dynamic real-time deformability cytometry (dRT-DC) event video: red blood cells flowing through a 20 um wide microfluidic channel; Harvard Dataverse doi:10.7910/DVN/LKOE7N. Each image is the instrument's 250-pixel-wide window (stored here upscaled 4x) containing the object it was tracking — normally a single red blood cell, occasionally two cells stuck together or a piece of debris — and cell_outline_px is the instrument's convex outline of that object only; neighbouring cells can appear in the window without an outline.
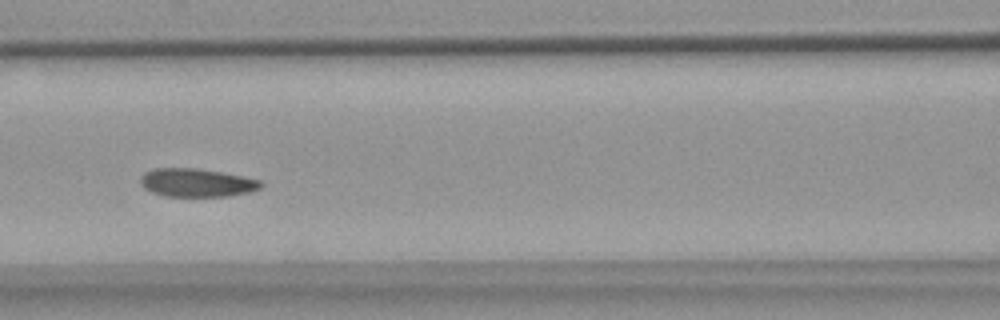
{"species": "common noctule bat (a hibernating species)", "species_latin": "Nyctalus noctula", "temperature_condition": "warm", "stored_images_in_passage": 8, "camera_frame_rate_fps": 3000, "um_per_image_px": 0.085, "animal": {"sex": "female", "body_mass_g": 18.4}, "frame": {"image": 1, "passage_image": 7, "time_ms": 7.0, "image_size_px": [1000, 320], "cell_outline_px": [[264, 184], [260, 188], [248, 192], [228, 196], [164, 196], [152, 192], [144, 188], [140, 184], [140, 176], [144, 172], [152, 168], [196, 168], [244, 176], [260, 180]], "centroid_in_image_um": [16.68, 15.52], "position_along_channel_um": 149.9, "area_um2": 19.94}}
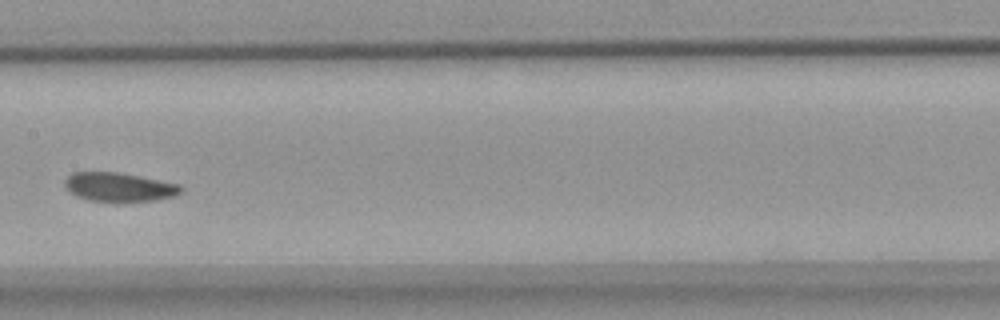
{"frame": {"image": 2, "passage_image": 8, "time_ms": 8.333, "image_size_px": [1000, 320], "cell_outline_px": [[184, 188], [180, 192], [172, 196], [156, 200], [124, 204], [88, 200], [76, 196], [68, 192], [64, 184], [64, 180], [72, 172], [116, 172], [180, 184]], "centroid_in_image_um": [10.09, 15.94], "position_along_channel_um": 197.3, "area_um2": 20.11}}